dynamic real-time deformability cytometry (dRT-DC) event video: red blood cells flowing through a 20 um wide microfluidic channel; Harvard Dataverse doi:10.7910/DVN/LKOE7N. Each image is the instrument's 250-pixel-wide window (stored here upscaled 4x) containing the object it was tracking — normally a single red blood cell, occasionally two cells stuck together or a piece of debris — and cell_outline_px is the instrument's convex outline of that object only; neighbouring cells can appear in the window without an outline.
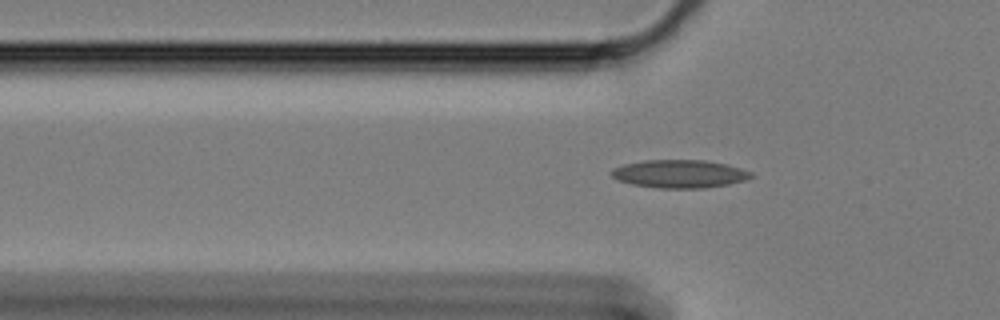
{"species": "Egyptian fruit bat (a non-hibernating species)", "species_latin": "Rousettus aegyptiacus", "temperature_condition": "cold", "stored_images_in_passage": 40, "camera_frame_rate_fps": 3000, "um_per_image_px": 0.085, "animal": {"sex": "female"}, "frame": {"image": 1, "passage_image": 6, "time_ms": 1.667, "image_size_px": [1000, 320], "cell_outline_px": [[756, 176], [748, 180], [728, 184], [704, 188], [660, 188], [632, 184], [620, 180], [612, 176], [612, 168], [624, 164], [644, 160], [704, 160], [728, 164], [752, 172]], "centroid_in_image_um": [57.83, 14.77], "position_along_channel_um": 68.0, "area_um2": 22.89}}
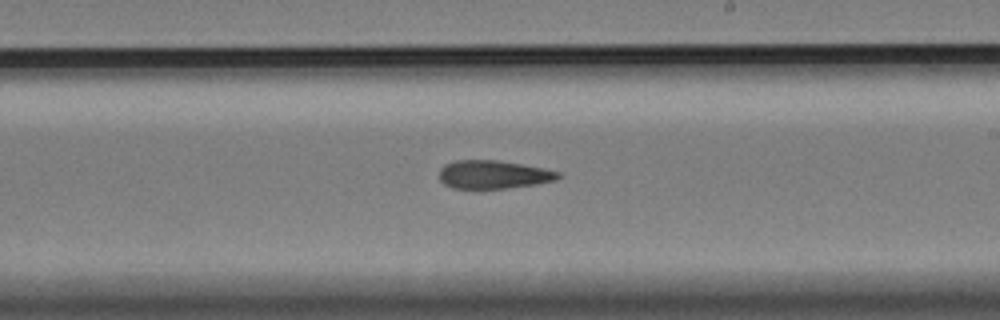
{"frame": {"image": 2, "passage_image": 22, "time_ms": 7.0, "image_size_px": [1000, 320], "cell_outline_px": [[564, 176], [556, 180], [536, 184], [504, 188], [452, 188], [444, 184], [440, 180], [440, 168], [444, 164], [456, 160], [496, 160], [520, 164], [560, 172]], "centroid_in_image_um": [41.93, 14.83], "position_along_channel_um": 247.1, "area_um2": 19.48}}
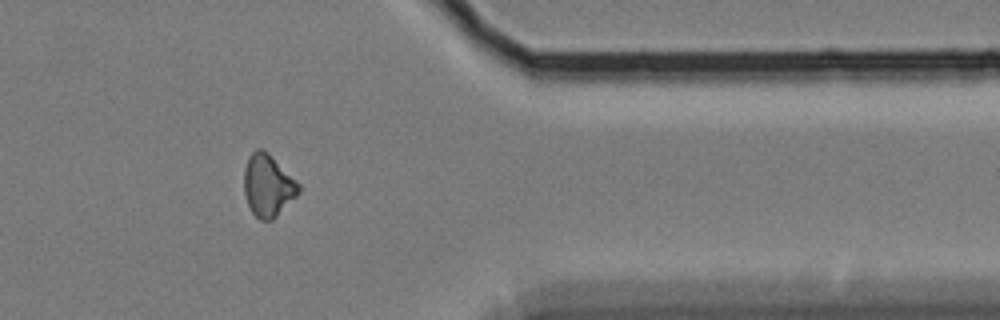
{"frame": {"image": 3, "passage_image": 36, "time_ms": 11.667, "image_size_px": [1000, 320], "cell_outline_px": [[300, 192], [272, 220], [260, 220], [252, 212], [248, 204], [244, 192], [244, 168], [248, 156], [256, 148], [260, 148], [268, 152], [300, 184]], "centroid_in_image_um": [22.76, 15.75], "position_along_channel_um": 388.6, "area_um2": 19.71}}